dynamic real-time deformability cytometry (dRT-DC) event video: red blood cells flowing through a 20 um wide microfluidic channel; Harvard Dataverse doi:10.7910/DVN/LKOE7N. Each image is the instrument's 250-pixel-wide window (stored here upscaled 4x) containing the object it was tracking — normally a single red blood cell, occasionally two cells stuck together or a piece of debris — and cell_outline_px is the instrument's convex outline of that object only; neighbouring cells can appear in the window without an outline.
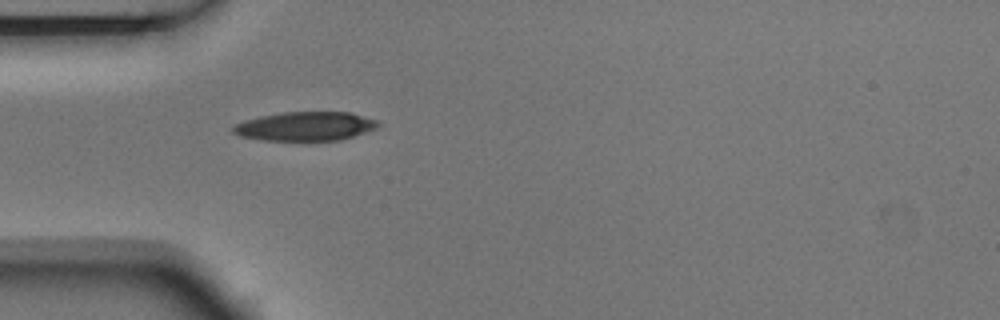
{"species": "Egyptian fruit bat (a non-hibernating species)", "species_latin": "Rousettus aegyptiacus", "temperature_condition": "room temperature", "stored_images_in_passage": 1, "camera_frame_rate_fps": 3000, "um_per_image_px": 0.085, "animal": {"sex": "male"}, "frame": {"image": 1, "passage_image": 1, "time_ms": 0.0, "image_size_px": [1000, 320], "cell_outline_px": [[380, 124], [376, 128], [340, 140], [264, 140], [240, 136], [232, 132], [232, 128], [236, 124], [244, 120], [260, 116], [284, 112], [348, 112], [380, 120]], "centroid_in_image_um": [25.96, 10.72], "position_along_channel_um": 59.0, "area_um2": 24.33}}